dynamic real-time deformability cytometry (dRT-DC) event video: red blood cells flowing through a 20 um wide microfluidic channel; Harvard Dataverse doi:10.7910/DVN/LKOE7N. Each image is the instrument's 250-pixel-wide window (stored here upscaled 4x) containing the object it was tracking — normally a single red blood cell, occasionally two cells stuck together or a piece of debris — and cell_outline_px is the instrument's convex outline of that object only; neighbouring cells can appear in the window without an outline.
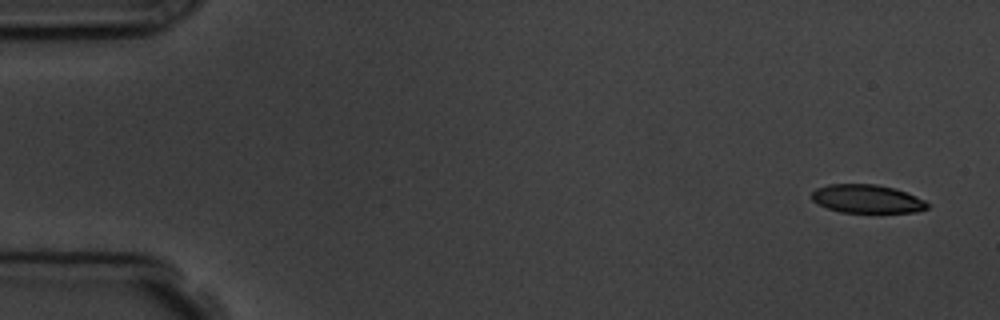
{"species": "common noctule bat (a hibernating species)", "species_latin": "Nyctalus noctula", "temperature_condition": "room temperature", "stored_images_in_passage": 4, "camera_frame_rate_fps": 3000, "um_per_image_px": 0.085, "animal": {"sex": "male", "body_mass_g": 19.5, "forearm_length_mm": 54.6}, "frame": {"image": 1, "passage_image": 1, "time_ms": 0.0, "image_size_px": [1000, 320], "cell_outline_px": [[928, 208], [916, 212], [840, 212], [828, 208], [812, 200], [812, 192], [816, 188], [828, 184], [876, 184], [892, 188], [916, 196], [924, 200], [928, 204]], "centroid_in_image_um": [73.68, 16.9], "position_along_channel_um": 11.3, "area_um2": 18.9}}
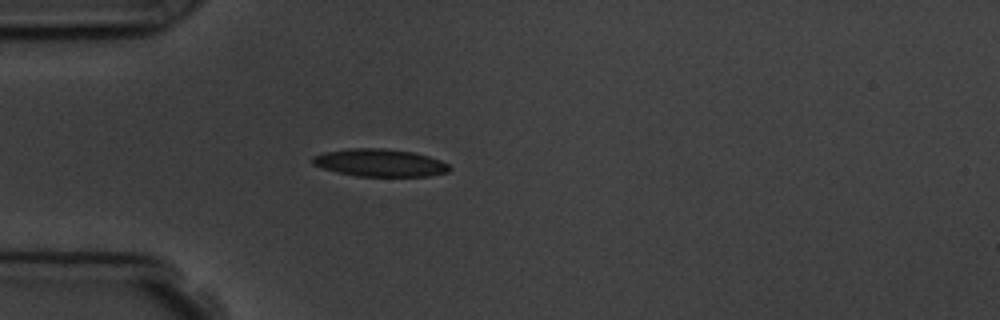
{"frame": {"image": 2, "passage_image": 4, "time_ms": 4.333, "image_size_px": [1000, 320], "cell_outline_px": [[452, 168], [448, 172], [428, 176], [356, 176], [336, 172], [312, 164], [312, 156], [324, 152], [348, 148], [384, 148], [412, 152], [428, 156], [440, 160], [448, 164]], "centroid_in_image_um": [32.28, 13.83], "position_along_channel_um": 52.7, "area_um2": 22.02}}